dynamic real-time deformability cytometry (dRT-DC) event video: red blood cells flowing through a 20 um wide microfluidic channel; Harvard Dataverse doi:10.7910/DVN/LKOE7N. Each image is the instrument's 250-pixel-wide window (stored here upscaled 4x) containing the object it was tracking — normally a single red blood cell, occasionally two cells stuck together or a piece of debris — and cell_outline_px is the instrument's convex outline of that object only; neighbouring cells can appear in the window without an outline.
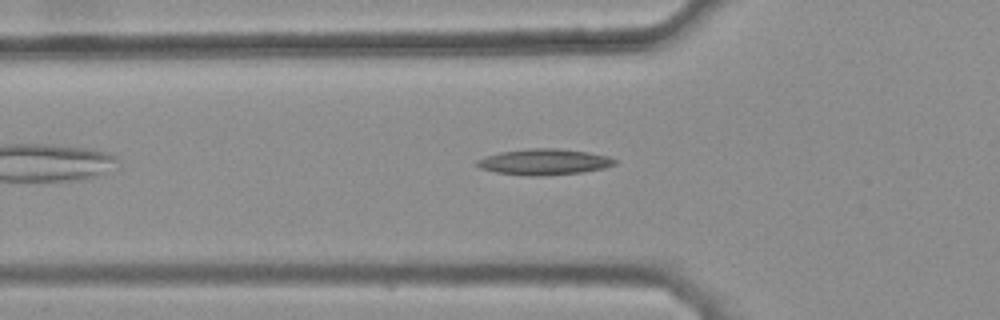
{"species": "common noctule bat (a hibernating species)", "species_latin": "Nyctalus noctula", "temperature_condition": "warm", "stored_images_in_passage": 31, "camera_frame_rate_fps": 3000, "um_per_image_px": 0.085, "animal": {"sex": "female", "body_mass_g": 25.1}, "frame": {"image": 1, "passage_image": 8, "time_ms": 2.333, "image_size_px": [1000, 320], "cell_outline_px": [[620, 160], [616, 164], [604, 168], [580, 172], [544, 176], [524, 176], [496, 172], [480, 168], [476, 164], [476, 160], [484, 156], [500, 152], [528, 148], [556, 148], [588, 152], [608, 156]], "centroid_in_image_um": [46.25, 13.76], "position_along_channel_um": 79.5, "area_um2": 21.04}}
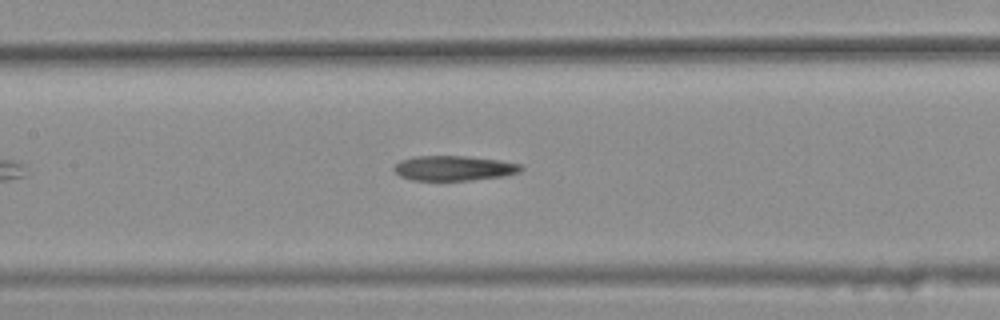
{"frame": {"image": 2, "passage_image": 15, "time_ms": 4.667, "image_size_px": [1000, 320], "cell_outline_px": [[524, 168], [520, 172], [504, 176], [472, 180], [412, 180], [400, 176], [392, 168], [400, 160], [416, 156], [464, 156], [500, 160], [520, 164]], "centroid_in_image_um": [38.59, 14.29], "position_along_channel_um": 168.8, "area_um2": 18.44}}
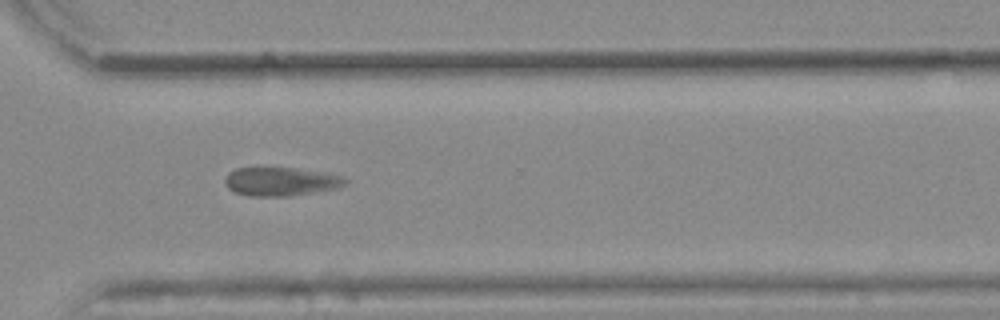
{"frame": {"image": 3, "passage_image": 29, "time_ms": 9.333, "image_size_px": [1000, 320], "cell_outline_px": [[348, 180], [344, 184], [336, 188], [316, 192], [288, 196], [248, 196], [236, 192], [228, 188], [224, 184], [224, 176], [228, 172], [236, 168], [296, 168], [344, 176]], "centroid_in_image_um": [23.83, 15.43], "position_along_channel_um": 346.8, "area_um2": 20.06}, "authors_computed_cell_mechanics": {"area_um2": 19.7098, "velocity_mm_per_s": 3.8082, "shape_relaxation_time_tau1_ms": null, "shape_relaxation_time_tau2_ms": 3.2499, "deformation_change_tau1": null, "deformation_change_tau2": 0.0937}}